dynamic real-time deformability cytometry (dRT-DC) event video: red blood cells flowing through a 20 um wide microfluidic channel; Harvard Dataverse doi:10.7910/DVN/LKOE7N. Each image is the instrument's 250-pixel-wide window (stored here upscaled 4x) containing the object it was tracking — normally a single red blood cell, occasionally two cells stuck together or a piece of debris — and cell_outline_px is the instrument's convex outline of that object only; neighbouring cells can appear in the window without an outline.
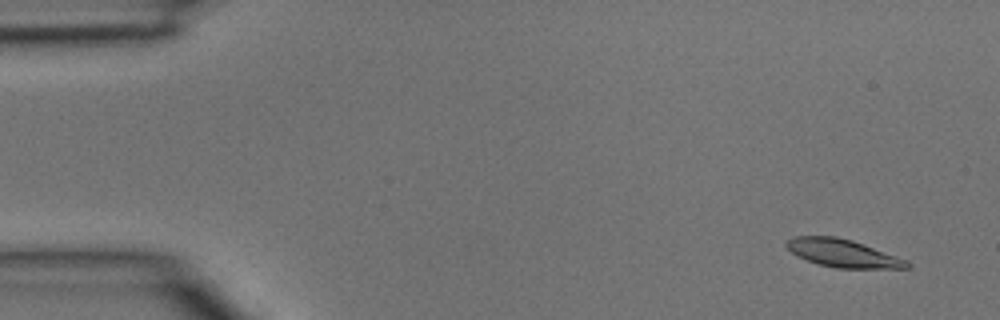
{"species": "common noctule bat (a hibernating species)", "species_latin": "Nyctalus noctula", "temperature_condition": "room temperature", "stored_images_in_passage": 3, "camera_frame_rate_fps": 3000, "um_per_image_px": 0.085, "animal": {"sex": "male", "body_mass_g": 15.6}, "frame": {"image": 1, "passage_image": 1, "time_ms": 0.0, "image_size_px": [1000, 320], "cell_outline_px": [[912, 268], [836, 268], [820, 264], [808, 260], [792, 252], [784, 244], [792, 236], [836, 236], [852, 240], [864, 244], [908, 260], [912, 264]], "centroid_in_image_um": [71.69, 21.52], "position_along_channel_um": 13.3, "area_um2": 19.48}}
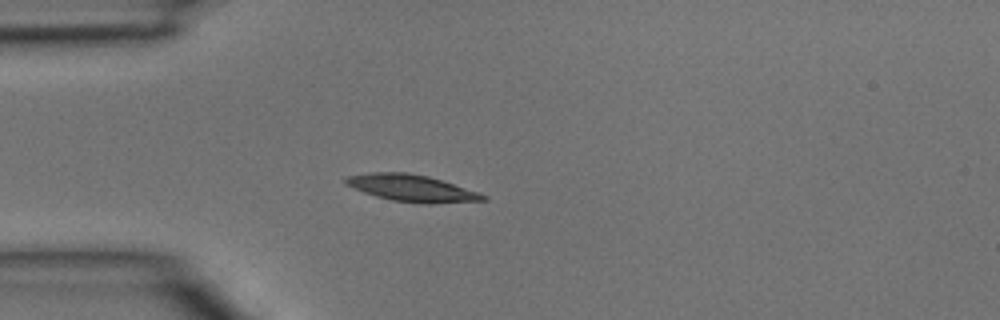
{"frame": {"image": 2, "passage_image": 3, "time_ms": 0.667, "image_size_px": [1000, 320], "cell_outline_px": [[488, 200], [432, 204], [424, 204], [392, 200], [376, 196], [364, 192], [344, 184], [344, 180], [348, 176], [372, 172], [408, 172], [428, 176], [480, 192], [488, 196]], "centroid_in_image_um": [35.04, 15.99], "position_along_channel_um": 50.0, "area_um2": 21.56}}